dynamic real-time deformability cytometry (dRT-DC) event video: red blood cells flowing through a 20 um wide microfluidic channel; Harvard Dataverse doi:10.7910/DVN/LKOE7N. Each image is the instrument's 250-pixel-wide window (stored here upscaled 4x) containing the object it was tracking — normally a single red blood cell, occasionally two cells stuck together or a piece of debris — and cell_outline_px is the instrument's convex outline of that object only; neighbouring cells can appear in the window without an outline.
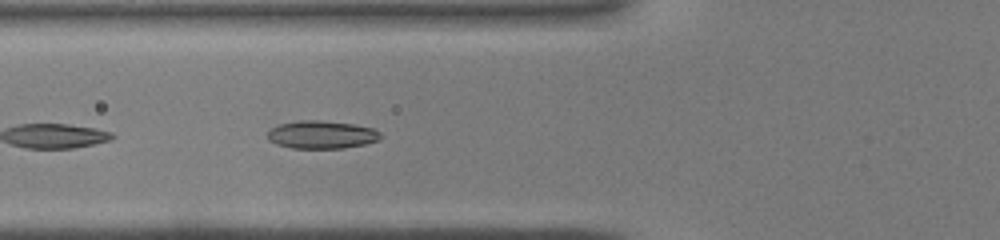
{"species": "common noctule bat (a hibernating species)", "species_latin": "Nyctalus noctula", "temperature_condition": "warm", "stored_images_in_passage": 6, "camera_frame_rate_fps": 3000, "um_per_image_px": 0.085, "animal": {"sex": "male", "body_mass_g": 19.0, "forearm_length_mm": 50.8}, "frame": {"image": 1, "passage_image": 3, "time_ms": 0.667, "image_size_px": [1000, 240], "cell_outline_px": [[380, 140], [364, 144], [344, 148], [292, 148], [268, 140], [268, 132], [272, 128], [280, 124], [300, 120], [316, 120], [352, 124], [372, 128], [380, 132]], "centroid_in_image_um": [27.35, 11.45], "position_along_channel_um": 98.4, "area_um2": 18.09}}